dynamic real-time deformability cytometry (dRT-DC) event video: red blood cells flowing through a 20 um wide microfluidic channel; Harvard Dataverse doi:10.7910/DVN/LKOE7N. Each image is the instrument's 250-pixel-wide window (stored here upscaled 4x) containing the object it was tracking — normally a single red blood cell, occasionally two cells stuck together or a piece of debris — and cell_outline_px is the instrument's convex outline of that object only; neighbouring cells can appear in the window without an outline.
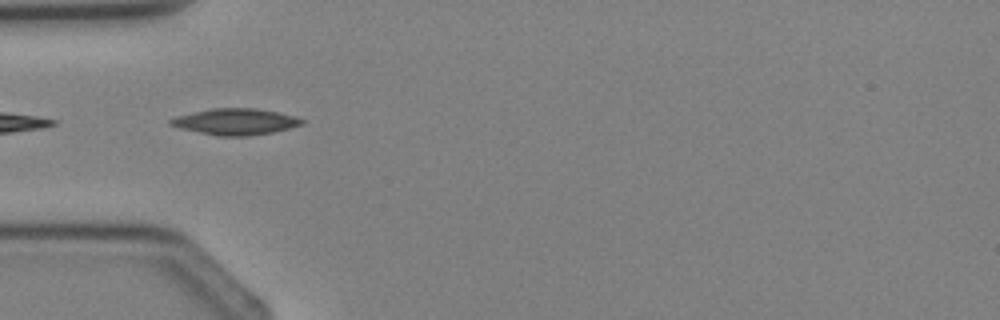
{"species": "Egyptian fruit bat (a non-hibernating species)", "species_latin": "Rousettus aegyptiacus", "temperature_condition": "cold", "stored_images_in_passage": 2, "segment_of_instrument_passage": [2, 2], "camera_frame_rate_fps": 3000, "um_per_image_px": 0.085, "animal": {"sex": "female"}, "frame": {"image": 1, "passage_image": 2, "time_ms": 1.333, "image_size_px": [1000, 320], "cell_outline_px": [[308, 120], [304, 124], [272, 132], [248, 136], [216, 136], [180, 128], [168, 124], [168, 120], [176, 116], [212, 108], [256, 108], [296, 116]], "centroid_in_image_um": [20.03, 10.34], "position_along_channel_um": 65.0, "area_um2": 20.17}}